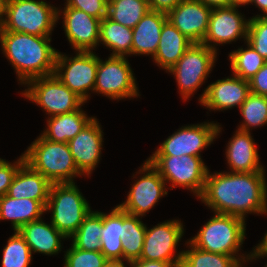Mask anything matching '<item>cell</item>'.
<instances>
[{
    "label": "cell",
    "mask_w": 267,
    "mask_h": 267,
    "mask_svg": "<svg viewBox=\"0 0 267 267\" xmlns=\"http://www.w3.org/2000/svg\"><path fill=\"white\" fill-rule=\"evenodd\" d=\"M51 211L52 225L66 238L78 230L91 208L74 183H52L45 212Z\"/></svg>",
    "instance_id": "cell-6"
},
{
    "label": "cell",
    "mask_w": 267,
    "mask_h": 267,
    "mask_svg": "<svg viewBox=\"0 0 267 267\" xmlns=\"http://www.w3.org/2000/svg\"><path fill=\"white\" fill-rule=\"evenodd\" d=\"M186 244L191 250H183L180 267H238L240 265L233 256L201 250L190 241Z\"/></svg>",
    "instance_id": "cell-32"
},
{
    "label": "cell",
    "mask_w": 267,
    "mask_h": 267,
    "mask_svg": "<svg viewBox=\"0 0 267 267\" xmlns=\"http://www.w3.org/2000/svg\"><path fill=\"white\" fill-rule=\"evenodd\" d=\"M50 42L49 36L0 31L2 51L23 85L31 79L54 74L58 51Z\"/></svg>",
    "instance_id": "cell-2"
},
{
    "label": "cell",
    "mask_w": 267,
    "mask_h": 267,
    "mask_svg": "<svg viewBox=\"0 0 267 267\" xmlns=\"http://www.w3.org/2000/svg\"><path fill=\"white\" fill-rule=\"evenodd\" d=\"M192 43L167 20L161 29L158 49L152 58L159 67L168 71L184 55Z\"/></svg>",
    "instance_id": "cell-24"
},
{
    "label": "cell",
    "mask_w": 267,
    "mask_h": 267,
    "mask_svg": "<svg viewBox=\"0 0 267 267\" xmlns=\"http://www.w3.org/2000/svg\"><path fill=\"white\" fill-rule=\"evenodd\" d=\"M103 212L90 211L78 230L70 237L72 244L84 251H101Z\"/></svg>",
    "instance_id": "cell-30"
},
{
    "label": "cell",
    "mask_w": 267,
    "mask_h": 267,
    "mask_svg": "<svg viewBox=\"0 0 267 267\" xmlns=\"http://www.w3.org/2000/svg\"><path fill=\"white\" fill-rule=\"evenodd\" d=\"M146 225L139 216H134L123 210V232L121 237L123 259L126 263L140 259Z\"/></svg>",
    "instance_id": "cell-29"
},
{
    "label": "cell",
    "mask_w": 267,
    "mask_h": 267,
    "mask_svg": "<svg viewBox=\"0 0 267 267\" xmlns=\"http://www.w3.org/2000/svg\"><path fill=\"white\" fill-rule=\"evenodd\" d=\"M18 232L24 237L32 254L56 255L61 251V241L68 239L52 223L47 224L42 218L23 225Z\"/></svg>",
    "instance_id": "cell-23"
},
{
    "label": "cell",
    "mask_w": 267,
    "mask_h": 267,
    "mask_svg": "<svg viewBox=\"0 0 267 267\" xmlns=\"http://www.w3.org/2000/svg\"><path fill=\"white\" fill-rule=\"evenodd\" d=\"M245 230L244 219L215 213L197 235L189 241L201 250L233 256L240 264H245L251 261V253L246 256L238 253L245 241Z\"/></svg>",
    "instance_id": "cell-3"
},
{
    "label": "cell",
    "mask_w": 267,
    "mask_h": 267,
    "mask_svg": "<svg viewBox=\"0 0 267 267\" xmlns=\"http://www.w3.org/2000/svg\"><path fill=\"white\" fill-rule=\"evenodd\" d=\"M93 118L94 117H88L81 107L71 113L48 117V128H46L41 135L52 142L68 143L83 130Z\"/></svg>",
    "instance_id": "cell-26"
},
{
    "label": "cell",
    "mask_w": 267,
    "mask_h": 267,
    "mask_svg": "<svg viewBox=\"0 0 267 267\" xmlns=\"http://www.w3.org/2000/svg\"><path fill=\"white\" fill-rule=\"evenodd\" d=\"M43 213L45 207L37 200L15 199L7 194L0 197V220H10L14 231L29 222L41 219Z\"/></svg>",
    "instance_id": "cell-25"
},
{
    "label": "cell",
    "mask_w": 267,
    "mask_h": 267,
    "mask_svg": "<svg viewBox=\"0 0 267 267\" xmlns=\"http://www.w3.org/2000/svg\"><path fill=\"white\" fill-rule=\"evenodd\" d=\"M138 173L144 175L135 181L126 201L118 206L127 213L142 218L168 191L165 188L166 182L148 160L143 163Z\"/></svg>",
    "instance_id": "cell-14"
},
{
    "label": "cell",
    "mask_w": 267,
    "mask_h": 267,
    "mask_svg": "<svg viewBox=\"0 0 267 267\" xmlns=\"http://www.w3.org/2000/svg\"><path fill=\"white\" fill-rule=\"evenodd\" d=\"M248 82L250 93L267 96V62Z\"/></svg>",
    "instance_id": "cell-40"
},
{
    "label": "cell",
    "mask_w": 267,
    "mask_h": 267,
    "mask_svg": "<svg viewBox=\"0 0 267 267\" xmlns=\"http://www.w3.org/2000/svg\"><path fill=\"white\" fill-rule=\"evenodd\" d=\"M7 0H0V25L3 20L4 12H5V6H6Z\"/></svg>",
    "instance_id": "cell-48"
},
{
    "label": "cell",
    "mask_w": 267,
    "mask_h": 267,
    "mask_svg": "<svg viewBox=\"0 0 267 267\" xmlns=\"http://www.w3.org/2000/svg\"><path fill=\"white\" fill-rule=\"evenodd\" d=\"M182 0H148L149 8L153 11L168 13Z\"/></svg>",
    "instance_id": "cell-41"
},
{
    "label": "cell",
    "mask_w": 267,
    "mask_h": 267,
    "mask_svg": "<svg viewBox=\"0 0 267 267\" xmlns=\"http://www.w3.org/2000/svg\"><path fill=\"white\" fill-rule=\"evenodd\" d=\"M198 1H201L207 7H210L212 9L229 6V0H198Z\"/></svg>",
    "instance_id": "cell-44"
},
{
    "label": "cell",
    "mask_w": 267,
    "mask_h": 267,
    "mask_svg": "<svg viewBox=\"0 0 267 267\" xmlns=\"http://www.w3.org/2000/svg\"><path fill=\"white\" fill-rule=\"evenodd\" d=\"M135 79L126 57L110 55L105 61L99 58L93 91L112 100L138 97Z\"/></svg>",
    "instance_id": "cell-11"
},
{
    "label": "cell",
    "mask_w": 267,
    "mask_h": 267,
    "mask_svg": "<svg viewBox=\"0 0 267 267\" xmlns=\"http://www.w3.org/2000/svg\"><path fill=\"white\" fill-rule=\"evenodd\" d=\"M94 117L87 126L68 142L79 172L89 176L97 167L103 146V131Z\"/></svg>",
    "instance_id": "cell-18"
},
{
    "label": "cell",
    "mask_w": 267,
    "mask_h": 267,
    "mask_svg": "<svg viewBox=\"0 0 267 267\" xmlns=\"http://www.w3.org/2000/svg\"><path fill=\"white\" fill-rule=\"evenodd\" d=\"M252 4V0H229L230 7H237L242 5Z\"/></svg>",
    "instance_id": "cell-46"
},
{
    "label": "cell",
    "mask_w": 267,
    "mask_h": 267,
    "mask_svg": "<svg viewBox=\"0 0 267 267\" xmlns=\"http://www.w3.org/2000/svg\"><path fill=\"white\" fill-rule=\"evenodd\" d=\"M255 6H257L264 14L256 15V17H262L267 13V0H252Z\"/></svg>",
    "instance_id": "cell-45"
},
{
    "label": "cell",
    "mask_w": 267,
    "mask_h": 267,
    "mask_svg": "<svg viewBox=\"0 0 267 267\" xmlns=\"http://www.w3.org/2000/svg\"><path fill=\"white\" fill-rule=\"evenodd\" d=\"M149 10L148 0H108L107 17L134 28Z\"/></svg>",
    "instance_id": "cell-31"
},
{
    "label": "cell",
    "mask_w": 267,
    "mask_h": 267,
    "mask_svg": "<svg viewBox=\"0 0 267 267\" xmlns=\"http://www.w3.org/2000/svg\"><path fill=\"white\" fill-rule=\"evenodd\" d=\"M65 252L64 267H104L108 262L101 251H84L73 244Z\"/></svg>",
    "instance_id": "cell-36"
},
{
    "label": "cell",
    "mask_w": 267,
    "mask_h": 267,
    "mask_svg": "<svg viewBox=\"0 0 267 267\" xmlns=\"http://www.w3.org/2000/svg\"><path fill=\"white\" fill-rule=\"evenodd\" d=\"M216 54L217 52L202 43H192L178 62L168 70L178 83L182 99L187 101L209 77Z\"/></svg>",
    "instance_id": "cell-9"
},
{
    "label": "cell",
    "mask_w": 267,
    "mask_h": 267,
    "mask_svg": "<svg viewBox=\"0 0 267 267\" xmlns=\"http://www.w3.org/2000/svg\"><path fill=\"white\" fill-rule=\"evenodd\" d=\"M184 235L181 220H167L148 229L146 227L145 239L140 260L170 262L180 267L183 251L175 255L176 246Z\"/></svg>",
    "instance_id": "cell-13"
},
{
    "label": "cell",
    "mask_w": 267,
    "mask_h": 267,
    "mask_svg": "<svg viewBox=\"0 0 267 267\" xmlns=\"http://www.w3.org/2000/svg\"><path fill=\"white\" fill-rule=\"evenodd\" d=\"M60 13L65 35L75 52H92L99 44L100 19L71 7H64L62 12L58 9V20Z\"/></svg>",
    "instance_id": "cell-16"
},
{
    "label": "cell",
    "mask_w": 267,
    "mask_h": 267,
    "mask_svg": "<svg viewBox=\"0 0 267 267\" xmlns=\"http://www.w3.org/2000/svg\"><path fill=\"white\" fill-rule=\"evenodd\" d=\"M212 8L198 0H182L167 13L168 20L193 43H202Z\"/></svg>",
    "instance_id": "cell-17"
},
{
    "label": "cell",
    "mask_w": 267,
    "mask_h": 267,
    "mask_svg": "<svg viewBox=\"0 0 267 267\" xmlns=\"http://www.w3.org/2000/svg\"><path fill=\"white\" fill-rule=\"evenodd\" d=\"M248 42L267 61V19L252 17L249 19Z\"/></svg>",
    "instance_id": "cell-37"
},
{
    "label": "cell",
    "mask_w": 267,
    "mask_h": 267,
    "mask_svg": "<svg viewBox=\"0 0 267 267\" xmlns=\"http://www.w3.org/2000/svg\"><path fill=\"white\" fill-rule=\"evenodd\" d=\"M250 132L237 129L227 143L226 160L231 172L265 171L259 162L258 149Z\"/></svg>",
    "instance_id": "cell-20"
},
{
    "label": "cell",
    "mask_w": 267,
    "mask_h": 267,
    "mask_svg": "<svg viewBox=\"0 0 267 267\" xmlns=\"http://www.w3.org/2000/svg\"><path fill=\"white\" fill-rule=\"evenodd\" d=\"M246 49L238 48L229 54L233 74L244 80L252 78L267 62L248 42Z\"/></svg>",
    "instance_id": "cell-33"
},
{
    "label": "cell",
    "mask_w": 267,
    "mask_h": 267,
    "mask_svg": "<svg viewBox=\"0 0 267 267\" xmlns=\"http://www.w3.org/2000/svg\"><path fill=\"white\" fill-rule=\"evenodd\" d=\"M2 267H29L32 260L30 247L24 237L14 231L2 251Z\"/></svg>",
    "instance_id": "cell-35"
},
{
    "label": "cell",
    "mask_w": 267,
    "mask_h": 267,
    "mask_svg": "<svg viewBox=\"0 0 267 267\" xmlns=\"http://www.w3.org/2000/svg\"><path fill=\"white\" fill-rule=\"evenodd\" d=\"M265 171H208L205 188L199 197L214 213L228 214L245 220L248 213L267 215Z\"/></svg>",
    "instance_id": "cell-1"
},
{
    "label": "cell",
    "mask_w": 267,
    "mask_h": 267,
    "mask_svg": "<svg viewBox=\"0 0 267 267\" xmlns=\"http://www.w3.org/2000/svg\"><path fill=\"white\" fill-rule=\"evenodd\" d=\"M24 162V154H22L19 159L12 164L5 159L0 160V197L7 194L13 177Z\"/></svg>",
    "instance_id": "cell-39"
},
{
    "label": "cell",
    "mask_w": 267,
    "mask_h": 267,
    "mask_svg": "<svg viewBox=\"0 0 267 267\" xmlns=\"http://www.w3.org/2000/svg\"><path fill=\"white\" fill-rule=\"evenodd\" d=\"M129 267H175L170 262L164 261H148V260H135L128 262Z\"/></svg>",
    "instance_id": "cell-42"
},
{
    "label": "cell",
    "mask_w": 267,
    "mask_h": 267,
    "mask_svg": "<svg viewBox=\"0 0 267 267\" xmlns=\"http://www.w3.org/2000/svg\"><path fill=\"white\" fill-rule=\"evenodd\" d=\"M264 257H267V254H261L258 258H264ZM265 267H267V264Z\"/></svg>",
    "instance_id": "cell-49"
},
{
    "label": "cell",
    "mask_w": 267,
    "mask_h": 267,
    "mask_svg": "<svg viewBox=\"0 0 267 267\" xmlns=\"http://www.w3.org/2000/svg\"><path fill=\"white\" fill-rule=\"evenodd\" d=\"M250 94V86L247 80L233 74L232 77L217 80L207 86L199 103L209 110H228L242 105Z\"/></svg>",
    "instance_id": "cell-19"
},
{
    "label": "cell",
    "mask_w": 267,
    "mask_h": 267,
    "mask_svg": "<svg viewBox=\"0 0 267 267\" xmlns=\"http://www.w3.org/2000/svg\"><path fill=\"white\" fill-rule=\"evenodd\" d=\"M167 20V13L149 10L132 28V54L153 57L158 49L161 29Z\"/></svg>",
    "instance_id": "cell-22"
},
{
    "label": "cell",
    "mask_w": 267,
    "mask_h": 267,
    "mask_svg": "<svg viewBox=\"0 0 267 267\" xmlns=\"http://www.w3.org/2000/svg\"><path fill=\"white\" fill-rule=\"evenodd\" d=\"M237 7L213 8L209 18L207 34L202 44L217 52L218 44H227L238 38L247 40L249 19H245ZM213 43V44H212Z\"/></svg>",
    "instance_id": "cell-15"
},
{
    "label": "cell",
    "mask_w": 267,
    "mask_h": 267,
    "mask_svg": "<svg viewBox=\"0 0 267 267\" xmlns=\"http://www.w3.org/2000/svg\"><path fill=\"white\" fill-rule=\"evenodd\" d=\"M51 185L47 178L24 162L13 177L7 195L15 199L37 200L46 207Z\"/></svg>",
    "instance_id": "cell-21"
},
{
    "label": "cell",
    "mask_w": 267,
    "mask_h": 267,
    "mask_svg": "<svg viewBox=\"0 0 267 267\" xmlns=\"http://www.w3.org/2000/svg\"><path fill=\"white\" fill-rule=\"evenodd\" d=\"M123 232V209L118 205L109 214L103 213L101 228V252L108 261H123L121 237Z\"/></svg>",
    "instance_id": "cell-27"
},
{
    "label": "cell",
    "mask_w": 267,
    "mask_h": 267,
    "mask_svg": "<svg viewBox=\"0 0 267 267\" xmlns=\"http://www.w3.org/2000/svg\"><path fill=\"white\" fill-rule=\"evenodd\" d=\"M125 261H108L104 267H126Z\"/></svg>",
    "instance_id": "cell-47"
},
{
    "label": "cell",
    "mask_w": 267,
    "mask_h": 267,
    "mask_svg": "<svg viewBox=\"0 0 267 267\" xmlns=\"http://www.w3.org/2000/svg\"><path fill=\"white\" fill-rule=\"evenodd\" d=\"M57 20L58 8L42 0H7L0 31L50 37Z\"/></svg>",
    "instance_id": "cell-5"
},
{
    "label": "cell",
    "mask_w": 267,
    "mask_h": 267,
    "mask_svg": "<svg viewBox=\"0 0 267 267\" xmlns=\"http://www.w3.org/2000/svg\"><path fill=\"white\" fill-rule=\"evenodd\" d=\"M239 110L244 119L239 130L250 132V128L267 124V96L250 93Z\"/></svg>",
    "instance_id": "cell-34"
},
{
    "label": "cell",
    "mask_w": 267,
    "mask_h": 267,
    "mask_svg": "<svg viewBox=\"0 0 267 267\" xmlns=\"http://www.w3.org/2000/svg\"><path fill=\"white\" fill-rule=\"evenodd\" d=\"M99 57L92 52L77 51L68 57L57 52L54 74L84 102L89 99V91L94 89ZM64 71V72H63Z\"/></svg>",
    "instance_id": "cell-10"
},
{
    "label": "cell",
    "mask_w": 267,
    "mask_h": 267,
    "mask_svg": "<svg viewBox=\"0 0 267 267\" xmlns=\"http://www.w3.org/2000/svg\"><path fill=\"white\" fill-rule=\"evenodd\" d=\"M262 17L266 18L267 19V13L265 15H263Z\"/></svg>",
    "instance_id": "cell-50"
},
{
    "label": "cell",
    "mask_w": 267,
    "mask_h": 267,
    "mask_svg": "<svg viewBox=\"0 0 267 267\" xmlns=\"http://www.w3.org/2000/svg\"><path fill=\"white\" fill-rule=\"evenodd\" d=\"M147 160L166 183H171L170 189L179 186L191 190L198 198L202 195L209 170L201 157L150 156Z\"/></svg>",
    "instance_id": "cell-7"
},
{
    "label": "cell",
    "mask_w": 267,
    "mask_h": 267,
    "mask_svg": "<svg viewBox=\"0 0 267 267\" xmlns=\"http://www.w3.org/2000/svg\"><path fill=\"white\" fill-rule=\"evenodd\" d=\"M65 4L100 20L107 16L108 0H66Z\"/></svg>",
    "instance_id": "cell-38"
},
{
    "label": "cell",
    "mask_w": 267,
    "mask_h": 267,
    "mask_svg": "<svg viewBox=\"0 0 267 267\" xmlns=\"http://www.w3.org/2000/svg\"><path fill=\"white\" fill-rule=\"evenodd\" d=\"M22 95L41 106L48 117L71 113L84 105V101L65 86L55 74L29 80Z\"/></svg>",
    "instance_id": "cell-8"
},
{
    "label": "cell",
    "mask_w": 267,
    "mask_h": 267,
    "mask_svg": "<svg viewBox=\"0 0 267 267\" xmlns=\"http://www.w3.org/2000/svg\"><path fill=\"white\" fill-rule=\"evenodd\" d=\"M221 132L218 123L204 122L182 126L179 130L170 135L152 156H197L201 150L207 148Z\"/></svg>",
    "instance_id": "cell-12"
},
{
    "label": "cell",
    "mask_w": 267,
    "mask_h": 267,
    "mask_svg": "<svg viewBox=\"0 0 267 267\" xmlns=\"http://www.w3.org/2000/svg\"><path fill=\"white\" fill-rule=\"evenodd\" d=\"M251 253V260H256L261 254H267V232L263 237L262 241L253 248V252Z\"/></svg>",
    "instance_id": "cell-43"
},
{
    "label": "cell",
    "mask_w": 267,
    "mask_h": 267,
    "mask_svg": "<svg viewBox=\"0 0 267 267\" xmlns=\"http://www.w3.org/2000/svg\"><path fill=\"white\" fill-rule=\"evenodd\" d=\"M25 162L51 183H74L82 176L68 143L52 142L40 135L24 152Z\"/></svg>",
    "instance_id": "cell-4"
},
{
    "label": "cell",
    "mask_w": 267,
    "mask_h": 267,
    "mask_svg": "<svg viewBox=\"0 0 267 267\" xmlns=\"http://www.w3.org/2000/svg\"><path fill=\"white\" fill-rule=\"evenodd\" d=\"M132 28L123 26L107 16L100 20L99 42L111 49V56L132 54Z\"/></svg>",
    "instance_id": "cell-28"
}]
</instances>
